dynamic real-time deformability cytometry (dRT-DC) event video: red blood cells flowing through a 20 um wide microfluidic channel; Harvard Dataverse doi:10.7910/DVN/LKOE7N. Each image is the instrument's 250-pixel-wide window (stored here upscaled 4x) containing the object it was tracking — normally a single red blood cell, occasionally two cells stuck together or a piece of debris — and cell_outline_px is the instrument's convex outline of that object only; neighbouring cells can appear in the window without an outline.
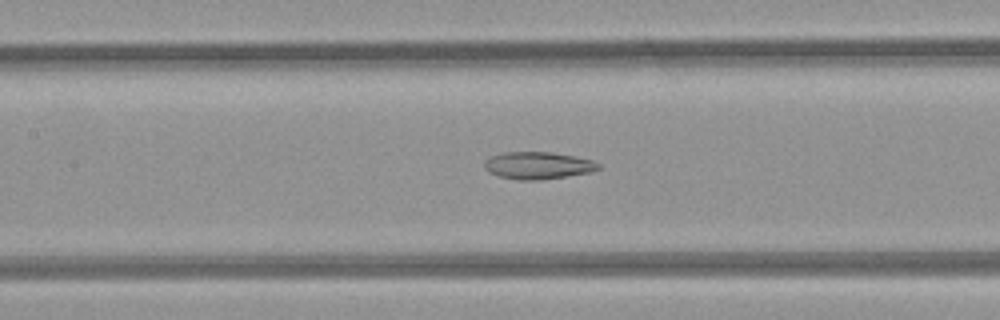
{"species": "common noctule bat (a hibernating species)", "species_latin": "Nyctalus noctula", "temperature_condition": "room temperature", "stored_images_in_passage": 41, "camera_frame_rate_fps": 3000, "um_per_image_px": 0.085, "animal": {"sex": "female", "body_mass_g": 21.9}, "frame": {"image": 1, "passage_image": 19, "time_ms": 6.0, "image_size_px": [1000, 320], "cell_outline_px": [[600, 168], [592, 172], [568, 176], [540, 180], [520, 180], [496, 176], [488, 172], [484, 168], [484, 160], [492, 156], [504, 152], [552, 152], [576, 156], [592, 160], [600, 164]], "centroid_in_image_um": [45.72, 14.07], "position_along_channel_um": 161.7, "area_um2": 18.32}}
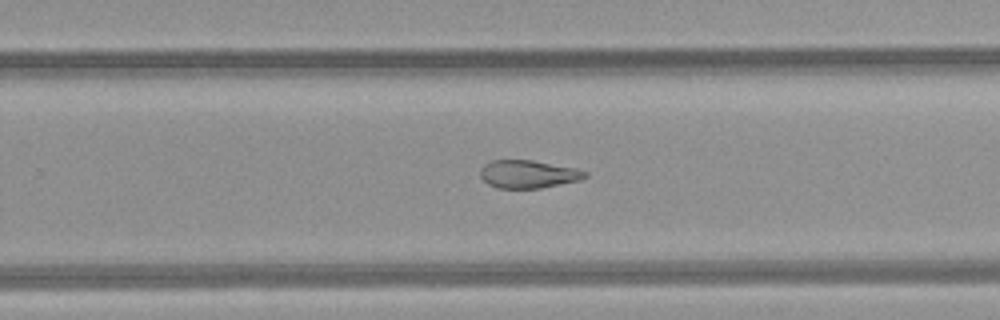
{"frame": {"image": 2, "passage_image": 28, "time_ms": 9.0, "image_size_px": [1000, 320], "cell_outline_px": [[588, 176], [580, 180], [540, 188], [496, 188], [488, 184], [480, 176], [480, 168], [484, 164], [492, 160], [532, 160], [576, 168], [588, 172]], "centroid_in_image_um": [44.89, 14.8], "position_along_channel_um": 284.9, "area_um2": 17.11}}
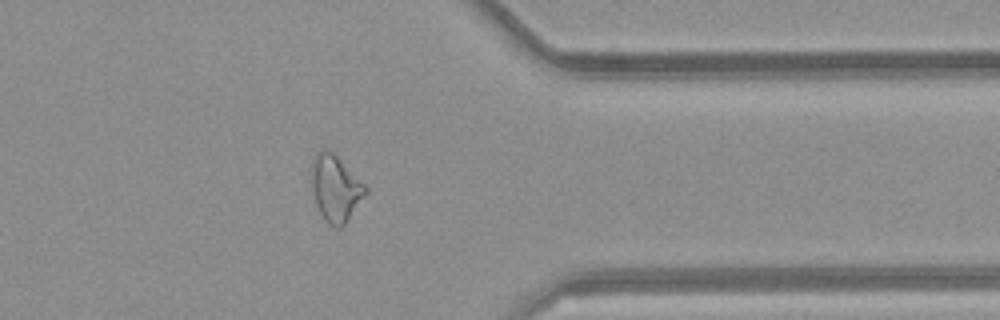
{"frame": {"image": 3, "passage_image": 36, "time_ms": 11.667, "image_size_px": [1000, 320], "cell_outline_px": [[368, 192], [344, 224], [340, 228], [336, 228], [328, 224], [324, 220], [312, 196], [312, 160], [316, 152], [320, 148], [328, 148], [368, 188]], "centroid_in_image_um": [28.49, 16.0], "position_along_channel_um": 382.9, "area_um2": 20.75}, "authors_computed_cell_mechanics": {"area_um2": 20.0566, "velocity_mm_per_s": 4.1294, "shape_relaxation_time_tau1_ms": null, "shape_relaxation_time_tau2_ms": 5.9834, "deformation_change_tau1": null, "deformation_change_tau2": 0.1537}}